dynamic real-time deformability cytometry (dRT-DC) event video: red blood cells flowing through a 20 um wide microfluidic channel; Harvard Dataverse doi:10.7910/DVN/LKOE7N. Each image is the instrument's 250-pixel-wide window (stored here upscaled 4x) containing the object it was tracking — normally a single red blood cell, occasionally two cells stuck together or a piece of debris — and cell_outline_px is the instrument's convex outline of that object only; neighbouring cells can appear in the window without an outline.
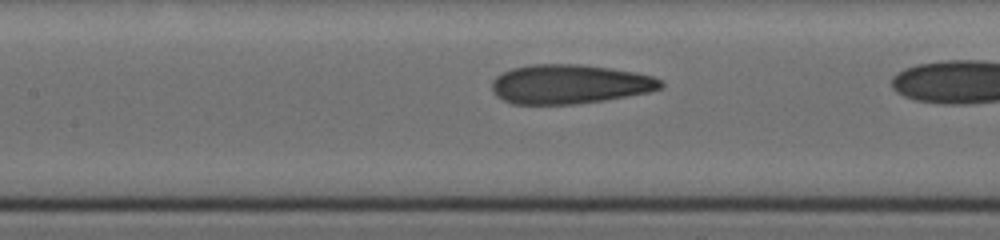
{"species": "human", "species_latin": "Homo sapiens", "temperature_condition": "cold", "stored_images_in_passage": 32, "camera_frame_rate_fps": 3000, "um_per_image_px": 0.085, "donor": {"sex": "female"}, "frame": {"image": 1, "passage_image": 14, "time_ms": 4.333, "image_size_px": [1000, 240], "cell_outline_px": [[664, 84], [660, 88], [648, 92], [604, 100], [576, 104], [512, 104], [496, 96], [492, 92], [492, 80], [496, 76], [512, 68], [532, 64], [580, 64], [612, 68], [636, 72], [652, 76], [664, 80]], "centroid_in_image_um": [48.41, 7.15], "position_along_channel_um": 159.0, "area_um2": 38.78}}
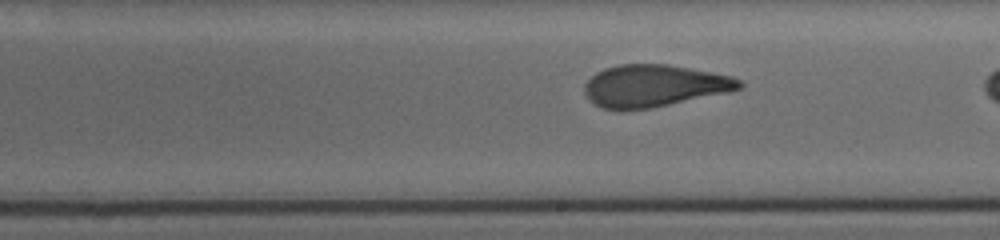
{"frame": {"image": 2, "passage_image": 20, "time_ms": 6.333, "image_size_px": [1000, 240], "cell_outline_px": [[744, 84], [740, 88], [728, 92], [648, 108], [600, 108], [592, 104], [584, 92], [584, 84], [596, 72], [604, 68], [620, 64], [668, 64], [712, 72], [732, 76], [740, 80]], "centroid_in_image_um": [55.58, 7.27], "position_along_channel_um": 233.4, "area_um2": 37.51}}
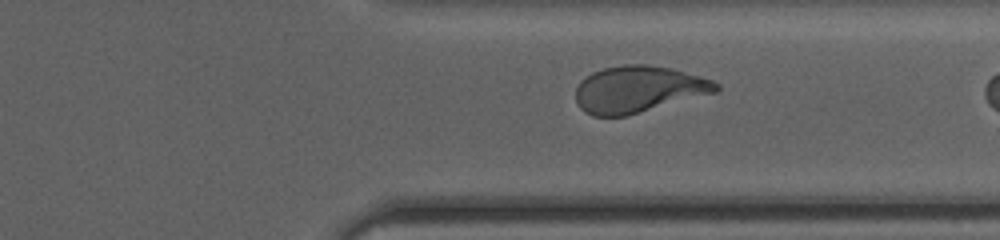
{"frame": {"image": 3, "passage_image": 30, "time_ms": 9.667, "image_size_px": [1000, 240], "cell_outline_px": [[720, 88], [716, 92], [624, 116], [592, 116], [584, 112], [576, 104], [576, 88], [580, 80], [592, 72], [604, 68], [624, 64], [648, 64], [672, 68], [712, 80], [720, 84]], "centroid_in_image_um": [54.22, 7.58], "position_along_channel_um": 357.2, "area_um2": 38.09}}